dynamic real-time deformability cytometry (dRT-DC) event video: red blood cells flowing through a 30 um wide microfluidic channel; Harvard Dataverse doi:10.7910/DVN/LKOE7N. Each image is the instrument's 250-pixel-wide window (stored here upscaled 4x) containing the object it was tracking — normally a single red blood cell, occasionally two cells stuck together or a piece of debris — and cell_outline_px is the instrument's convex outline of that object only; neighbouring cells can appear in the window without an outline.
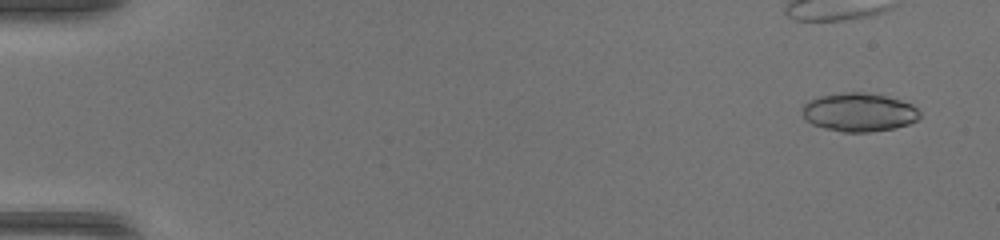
{"species": "common noctule bat (a hibernating species)", "species_latin": "Nyctalus noctula", "temperature_condition": "warm", "stored_images_in_passage": 47, "camera_frame_rate_fps": 3000, "um_per_image_px": 0.085, "animal": {"sex": "female", "body_mass_g": 17.0, "forearm_length_mm": 48.0}, "frame": {"image": 1, "passage_image": 3, "time_ms": 0.667, "image_size_px": [1000, 240], "cell_outline_px": [[920, 116], [916, 120], [908, 124], [892, 128], [872, 132], [840, 132], [824, 128], [812, 124], [800, 112], [800, 108], [808, 100], [816, 96], [844, 92], [864, 92], [888, 96], [912, 104], [920, 112]], "centroid_in_image_um": [72.97, 9.53], "position_along_channel_um": 12.0, "area_um2": 26.65}}